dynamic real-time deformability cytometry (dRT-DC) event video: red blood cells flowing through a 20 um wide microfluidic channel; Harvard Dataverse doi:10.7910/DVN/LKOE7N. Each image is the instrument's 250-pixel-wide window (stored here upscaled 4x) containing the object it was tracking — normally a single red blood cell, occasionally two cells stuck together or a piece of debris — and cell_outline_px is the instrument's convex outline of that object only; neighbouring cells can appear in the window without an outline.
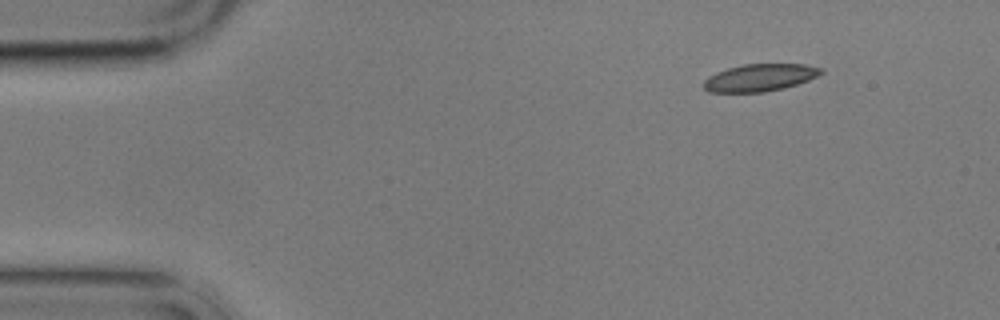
{"species": "common noctule bat (a hibernating species)", "species_latin": "Nyctalus noctula", "temperature_condition": "cold", "stored_images_in_passage": 5, "camera_frame_rate_fps": 3000, "um_per_image_px": 0.085, "animal": {"sex": "male", "body_mass_g": 17.9}, "frame": {"image": 1, "passage_image": 1, "time_ms": 0.0, "image_size_px": [1000, 320], "cell_outline_px": [[824, 72], [808, 80], [784, 88], [764, 92], [708, 92], [704, 88], [704, 80], [708, 76], [716, 72], [728, 68], [744, 64], [804, 64], [824, 68]], "centroid_in_image_um": [64.59, 6.59], "position_along_channel_um": 20.4, "area_um2": 18.67}}
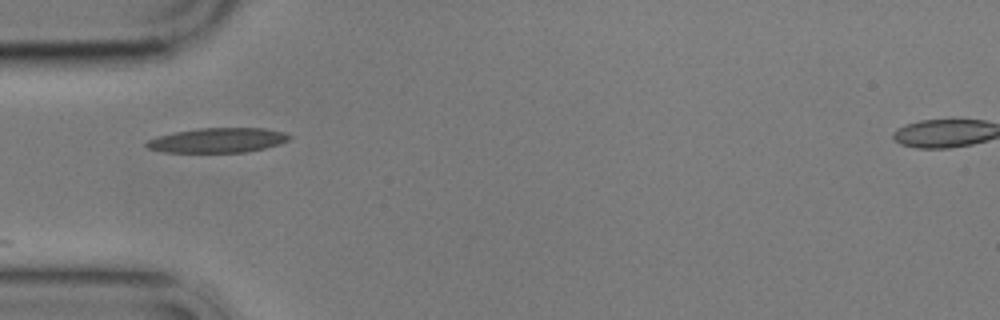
{"frame": {"image": 2, "passage_image": 4, "time_ms": 3.667, "image_size_px": [1000, 320], "cell_outline_px": [[292, 136], [288, 140], [280, 144], [248, 152], [164, 152], [148, 148], [144, 144], [148, 140], [156, 136], [176, 132], [200, 128], [264, 128], [284, 132]], "centroid_in_image_um": [18.51, 11.92], "position_along_channel_um": 66.5, "area_um2": 20.52}}
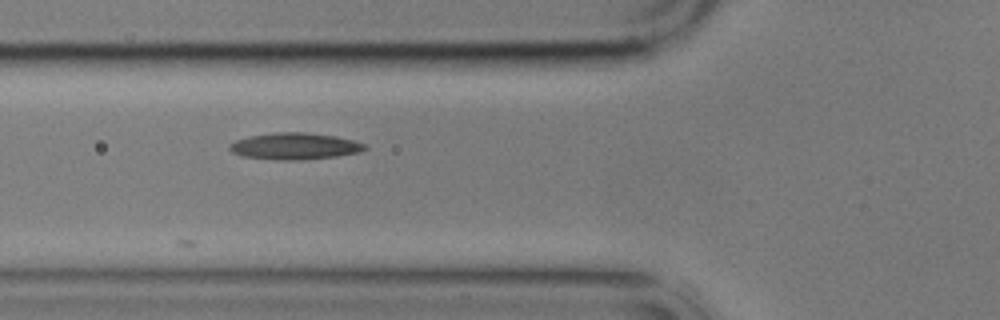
{"frame": {"image": 3, "passage_image": 5, "time_ms": 4.667, "image_size_px": [1000, 320], "cell_outline_px": [[368, 148], [360, 152], [336, 156], [288, 160], [280, 160], [244, 156], [232, 152], [228, 148], [228, 144], [236, 140], [248, 136], [276, 132], [308, 132], [336, 136], [352, 140], [364, 144]], "centroid_in_image_um": [25.03, 12.41], "position_along_channel_um": 100.8, "area_um2": 20.81}}